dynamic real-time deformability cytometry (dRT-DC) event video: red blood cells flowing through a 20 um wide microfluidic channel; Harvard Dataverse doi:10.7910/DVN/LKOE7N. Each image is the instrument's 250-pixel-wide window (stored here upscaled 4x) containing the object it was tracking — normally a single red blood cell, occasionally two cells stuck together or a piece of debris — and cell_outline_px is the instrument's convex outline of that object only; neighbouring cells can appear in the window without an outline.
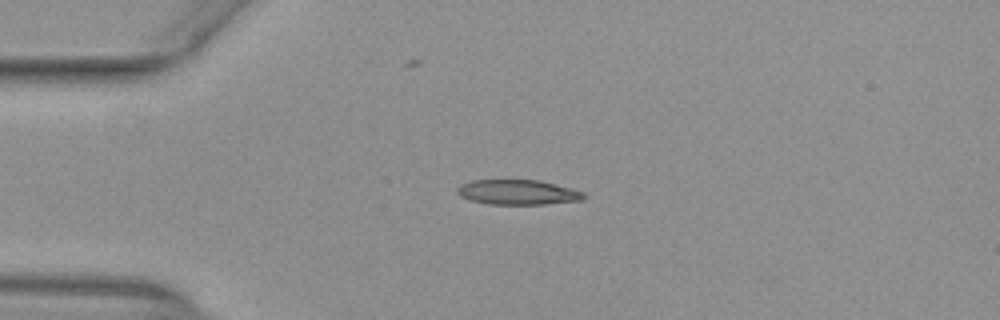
{"species": "common noctule bat (a hibernating species)", "species_latin": "Nyctalus noctula", "temperature_condition": "warm", "stored_images_in_passage": 50, "camera_frame_rate_fps": 3000, "um_per_image_px": 0.085, "animal": {"sex": "female", "body_mass_g": 29.2, "forearm_length_mm": 56.3}, "frame": {"image": 1, "passage_image": 11, "time_ms": 3.333, "image_size_px": [1000, 320], "cell_outline_px": [[588, 196], [580, 200], [544, 204], [488, 204], [472, 200], [460, 196], [456, 192], [456, 188], [460, 184], [472, 180], [540, 180], [572, 188], [584, 192]], "centroid_in_image_um": [44.01, 16.33], "position_along_channel_um": 41.0, "area_um2": 18.44}}
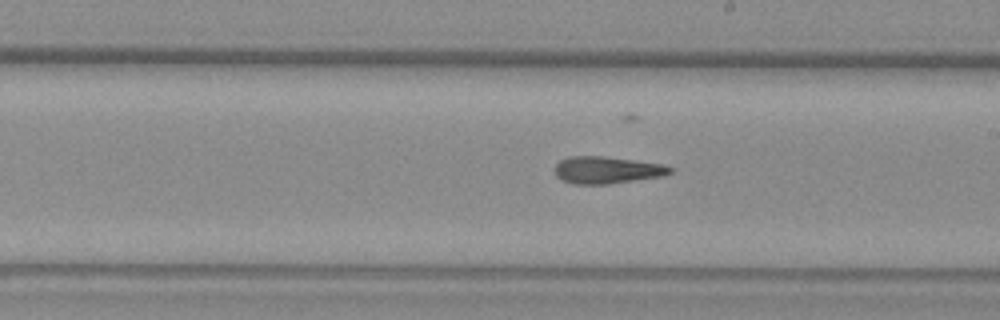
{"frame": {"image": 2, "passage_image": 28, "time_ms": 9.0, "image_size_px": [1000, 320], "cell_outline_px": [[672, 172], [664, 176], [608, 184], [572, 184], [560, 180], [556, 176], [556, 164], [560, 160], [568, 156], [604, 156], [664, 164], [672, 168]], "centroid_in_image_um": [51.58, 14.45], "position_along_channel_um": 237.4, "area_um2": 18.32}}
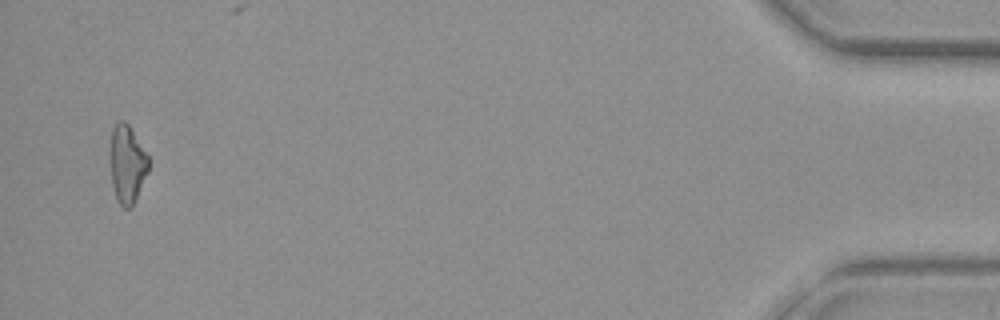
{"frame": {"image": 3, "passage_image": 49, "time_ms": 16.0, "image_size_px": [1000, 320], "cell_outline_px": [[148, 172], [136, 200], [132, 208], [124, 208], [116, 200], [112, 184], [112, 128], [120, 120], [124, 120], [128, 124], [148, 156]], "centroid_in_image_um": [10.84, 14.01], "position_along_channel_um": 424.4, "area_um2": 16.99}, "authors_computed_cell_mechanics": {"area_um2": 18.2648, "velocity_mm_per_s": 3.9628, "shape_relaxation_time_tau1_ms": null, "shape_relaxation_time_tau2_ms": 6.9915, "deformation_change_tau1": null, "deformation_change_tau2": 0.1874}}